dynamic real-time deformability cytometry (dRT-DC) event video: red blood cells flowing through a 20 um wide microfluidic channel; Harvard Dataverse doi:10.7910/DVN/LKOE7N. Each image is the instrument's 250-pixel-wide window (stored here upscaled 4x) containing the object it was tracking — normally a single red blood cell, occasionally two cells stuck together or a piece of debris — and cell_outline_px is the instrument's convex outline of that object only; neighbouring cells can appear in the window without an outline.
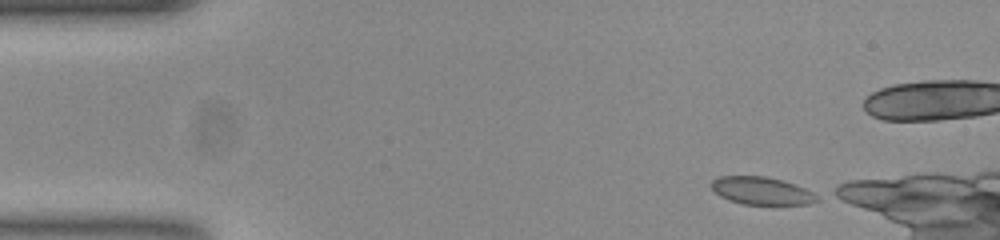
{"species": "common noctule bat (a hibernating species)", "species_latin": "Nyctalus noctula", "temperature_condition": "room temperature", "stored_images_in_passage": 49, "camera_frame_rate_fps": 3000, "um_per_image_px": 0.085, "animal": {"sex": "female", "body_mass_g": 23.0, "forearm_length_mm": 53.4}, "frame": {"image": 1, "passage_image": 1, "time_ms": 0.0, "image_size_px": [1000, 240], "cell_outline_px": [[820, 200], [808, 204], [744, 204], [728, 200], [720, 196], [712, 188], [712, 180], [720, 176], [768, 176], [784, 180], [804, 188], [820, 196]], "centroid_in_image_um": [64.77, 16.21], "position_along_channel_um": 20.2, "area_um2": 17.05}}
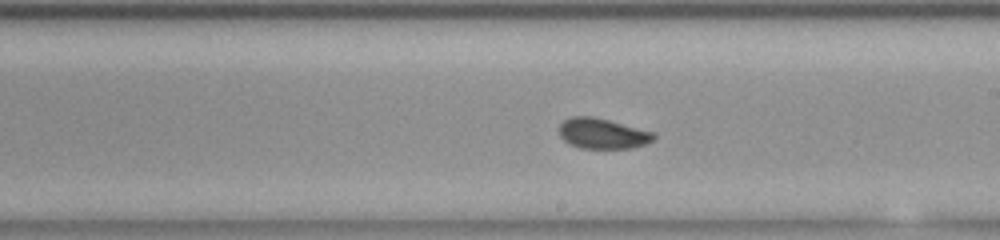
{"frame": {"image": 2, "passage_image": 25, "time_ms": 8.0, "image_size_px": [1000, 240], "cell_outline_px": [[656, 136], [652, 140], [644, 144], [632, 148], [580, 148], [568, 144], [560, 136], [560, 124], [564, 120], [572, 116], [592, 116], [656, 132]], "centroid_in_image_um": [51.21, 11.35], "position_along_channel_um": 237.8, "area_um2": 16.76}}
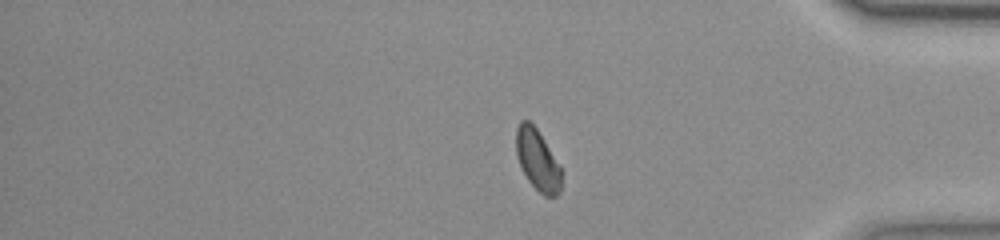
{"frame": {"image": 3, "passage_image": 39, "time_ms": 12.667, "image_size_px": [1000, 240], "cell_outline_px": [[560, 192], [556, 196], [544, 196], [528, 180], [516, 156], [516, 128], [520, 120], [528, 120], [536, 128], [560, 168]], "centroid_in_image_um": [45.65, 13.59], "position_along_channel_um": 389.6, "area_um2": 15.55}, "authors_computed_cell_mechanics": {"area_um2": 16.8776, "velocity_mm_per_s": 3.7558, "shape_relaxation_time_tau1_ms": 5.5087, "shape_relaxation_time_tau2_ms": 2.035, "deformation_change_tau1": 0.0988, "deformation_change_tau2": 0.0389}}